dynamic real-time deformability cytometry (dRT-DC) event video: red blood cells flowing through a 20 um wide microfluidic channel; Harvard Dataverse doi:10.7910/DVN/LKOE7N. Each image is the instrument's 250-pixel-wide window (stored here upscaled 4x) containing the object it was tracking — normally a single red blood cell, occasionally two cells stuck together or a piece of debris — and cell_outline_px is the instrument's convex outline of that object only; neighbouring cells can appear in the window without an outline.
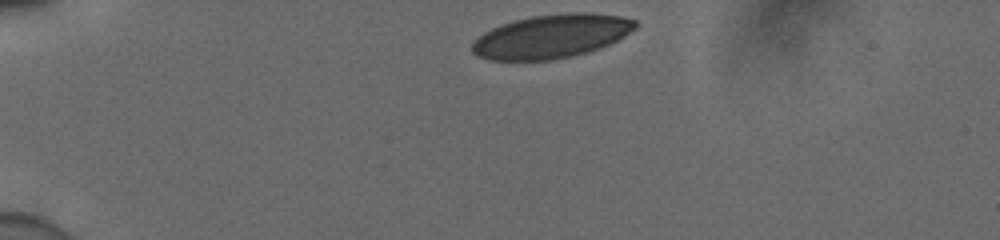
{"species": "human", "species_latin": "Homo sapiens", "temperature_condition": "cold", "stored_images_in_passage": 29, "camera_frame_rate_fps": 3000, "um_per_image_px": 0.085, "donor": {"sex": "male"}, "frame": {"image": 1, "passage_image": 1, "time_ms": 0.0, "image_size_px": [1000, 240], "cell_outline_px": [[636, 28], [624, 36], [600, 48], [552, 60], [488, 60], [476, 56], [472, 52], [472, 44], [484, 32], [500, 24], [532, 16], [572, 12], [592, 12], [620, 16], [636, 20]], "centroid_in_image_um": [46.86, 3.08], "position_along_channel_um": 38.1, "area_um2": 41.27}}
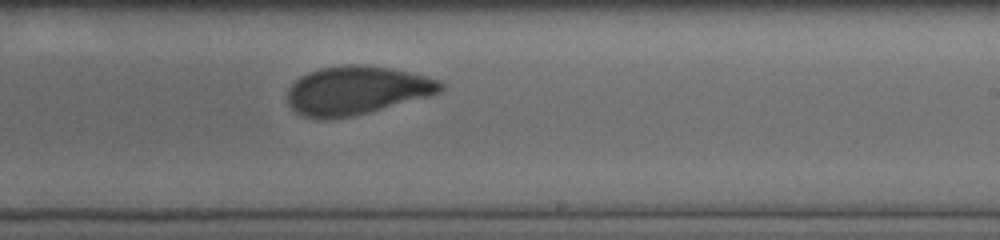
{"frame": {"image": 2, "passage_image": 17, "time_ms": 5.333, "image_size_px": [1000, 240], "cell_outline_px": [[444, 88], [440, 92], [432, 96], [352, 116], [324, 120], [304, 116], [296, 112], [288, 104], [288, 88], [300, 76], [308, 72], [320, 68], [344, 64], [364, 64], [392, 68], [440, 80], [444, 84]], "centroid_in_image_um": [30.32, 7.68], "position_along_channel_um": 258.7, "area_um2": 43.52}}
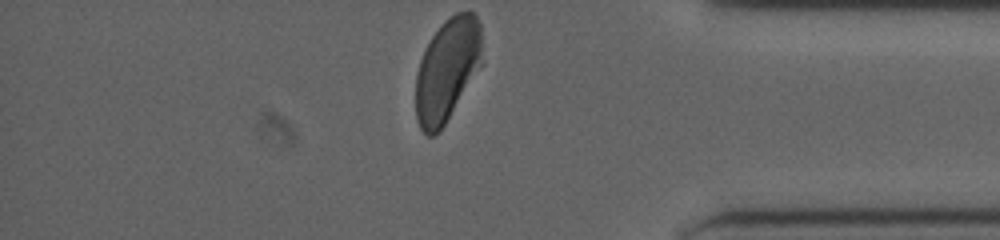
{"frame": {"image": 3, "passage_image": 29, "time_ms": 9.333, "image_size_px": [1000, 240], "cell_outline_px": [[480, 64], [440, 132], [432, 136], [428, 136], [420, 128], [416, 116], [416, 76], [420, 60], [432, 36], [440, 24], [444, 20], [456, 12], [472, 12], [476, 16], [480, 24]], "centroid_in_image_um": [37.97, 5.94], "position_along_channel_um": 397.2, "area_um2": 38.9}, "authors_computed_cell_mechanics": {"area_um2": 42.9454, "velocity_mm_per_s": 3.8705, "shape_relaxation_time_tau1_ms": 1.7039, "shape_relaxation_time_tau2_ms": 0.378, "deformation_change_tau1": 0.1052, "deformation_change_tau2": 0.0504}}